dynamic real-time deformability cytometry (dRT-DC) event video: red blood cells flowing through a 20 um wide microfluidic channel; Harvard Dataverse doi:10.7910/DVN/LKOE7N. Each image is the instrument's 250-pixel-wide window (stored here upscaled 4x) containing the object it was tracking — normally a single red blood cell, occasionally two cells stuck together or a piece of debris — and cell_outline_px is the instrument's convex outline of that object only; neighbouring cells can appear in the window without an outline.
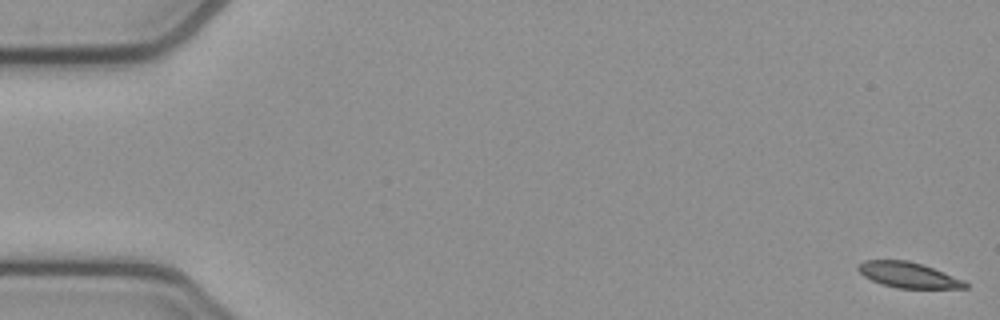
{"species": "common noctule bat (a hibernating species)", "species_latin": "Nyctalus noctula", "temperature_condition": "cold", "stored_images_in_passage": 11, "camera_frame_rate_fps": 3000, "um_per_image_px": 0.085, "animal": {"sex": "female", "body_mass_g": 21.9}, "frame": {"image": 1, "passage_image": 1, "time_ms": 0.0, "image_size_px": [1000, 320], "cell_outline_px": [[968, 288], [896, 288], [880, 284], [864, 276], [856, 268], [864, 260], [908, 260], [932, 268], [964, 280], [968, 284]], "centroid_in_image_um": [77.19, 23.38], "position_along_channel_um": 7.8, "area_um2": 15.78}}